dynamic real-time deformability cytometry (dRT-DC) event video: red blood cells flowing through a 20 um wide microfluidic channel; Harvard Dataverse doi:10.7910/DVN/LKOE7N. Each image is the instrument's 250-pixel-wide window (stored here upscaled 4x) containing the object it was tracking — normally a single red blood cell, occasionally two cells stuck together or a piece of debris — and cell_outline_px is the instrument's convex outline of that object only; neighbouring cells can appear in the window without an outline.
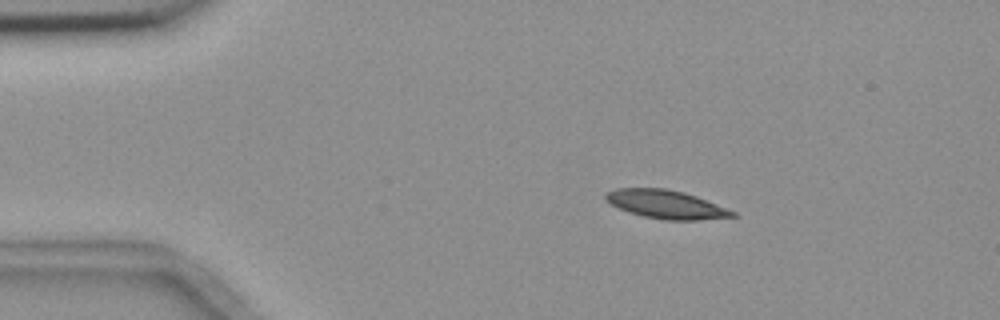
{"species": "common noctule bat (a hibernating species)", "species_latin": "Nyctalus noctula", "temperature_condition": "room temperature", "stored_images_in_passage": 3, "camera_frame_rate_fps": 3000, "um_per_image_px": 0.085, "animal": {"sex": "female", "body_mass_g": 18.4}, "frame": {"image": 1, "passage_image": 2, "time_ms": 1.333, "image_size_px": [1000, 320], "cell_outline_px": [[736, 216], [700, 220], [664, 220], [644, 216], [628, 212], [604, 200], [604, 196], [608, 192], [616, 188], [664, 188], [684, 192], [696, 196], [736, 212]], "centroid_in_image_um": [56.6, 17.37], "position_along_channel_um": 28.4, "area_um2": 20.87}}